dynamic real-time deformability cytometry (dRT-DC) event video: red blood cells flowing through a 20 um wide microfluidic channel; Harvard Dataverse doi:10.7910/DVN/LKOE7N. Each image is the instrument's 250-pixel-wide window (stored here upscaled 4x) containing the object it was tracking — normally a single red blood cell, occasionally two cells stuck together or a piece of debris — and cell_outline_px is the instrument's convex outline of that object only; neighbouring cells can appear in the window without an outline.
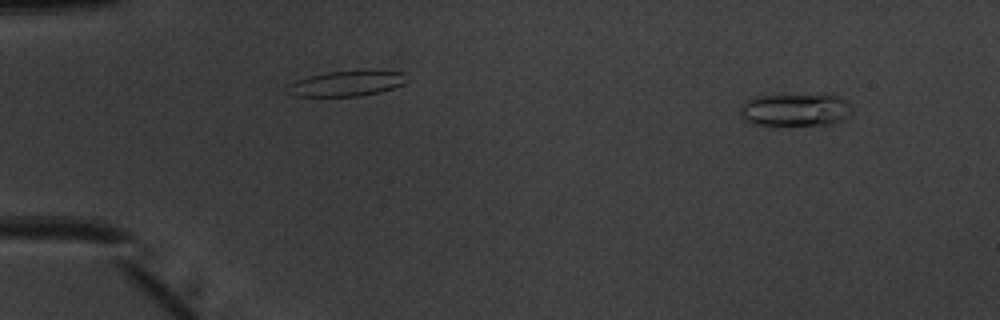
{"species": "common noctule bat (a hibernating species)", "species_latin": "Nyctalus noctula", "temperature_condition": "warm", "stored_images_in_passage": 51, "camera_frame_rate_fps": 3000, "um_per_image_px": 0.085, "animal": {"sex": "male", "body_mass_g": 20.1, "forearm_length_mm": 53.5}, "frame": {"image": 1, "passage_image": 5, "time_ms": 1.333, "image_size_px": [1000, 320], "cell_outline_px": [[852, 112], [844, 120], [832, 124], [752, 124], [744, 120], [740, 112], [740, 108], [744, 100], [752, 96], [840, 96], [848, 100]], "centroid_in_image_um": [67.59, 9.34], "position_along_channel_um": 17.4, "area_um2": 20.92}}
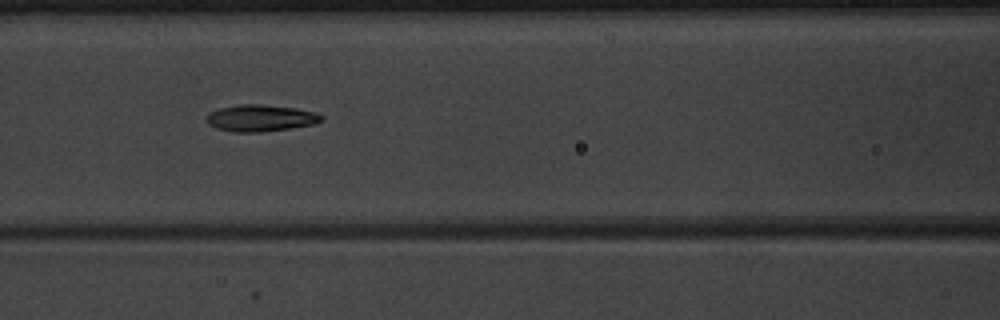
{"frame": {"image": 2, "passage_image": 23, "time_ms": 7.333, "image_size_px": [1000, 320], "cell_outline_px": [[324, 116], [320, 120], [312, 124], [288, 128], [260, 132], [236, 132], [216, 128], [208, 124], [204, 120], [204, 116], [208, 112], [220, 108], [240, 104], [260, 104], [296, 108], [316, 112]], "centroid_in_image_um": [22.07, 10.02], "position_along_channel_um": 144.5, "area_um2": 17.86}}
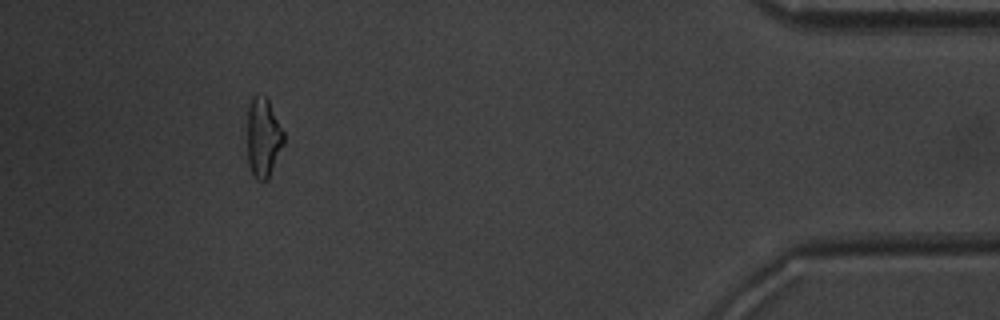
{"frame": {"image": 3, "passage_image": 47, "time_ms": 15.333, "image_size_px": [1000, 320], "cell_outline_px": [[284, 144], [268, 180], [256, 180], [248, 164], [248, 108], [252, 96], [264, 96], [268, 100], [284, 132]], "centroid_in_image_um": [22.38, 11.72], "position_along_channel_um": 412.8, "area_um2": 16.76}, "authors_computed_cell_mechanics": {"area_um2": 17.3978, "velocity_mm_per_s": 4.0218, "shape_relaxation_time_tau1_ms": 2.8826, "shape_relaxation_time_tau2_ms": 3.2488, "deformation_change_tau1": 0.1775, "deformation_change_tau2": 0.1298}}